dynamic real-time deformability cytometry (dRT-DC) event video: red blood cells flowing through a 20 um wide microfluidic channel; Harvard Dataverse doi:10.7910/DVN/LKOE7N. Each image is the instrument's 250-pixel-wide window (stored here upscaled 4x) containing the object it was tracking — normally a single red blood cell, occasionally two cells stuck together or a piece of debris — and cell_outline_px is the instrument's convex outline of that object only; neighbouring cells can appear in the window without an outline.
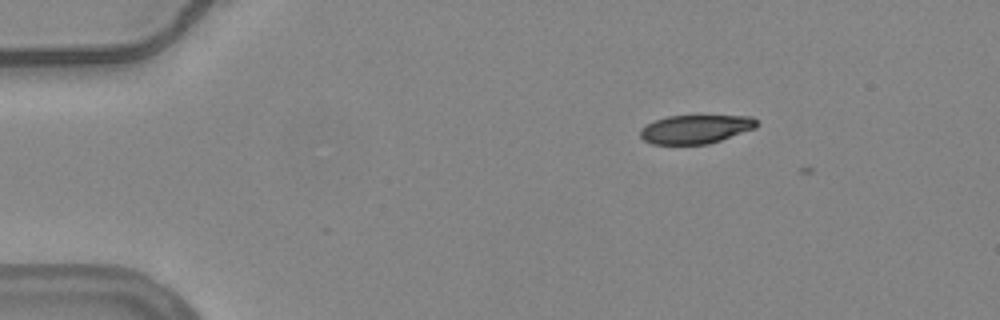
{"species": "common noctule bat (a hibernating species)", "species_latin": "Nyctalus noctula", "temperature_condition": "warm", "stored_images_in_passage": 4, "camera_frame_rate_fps": 3000, "um_per_image_px": 0.085, "animal": {"sex": "female", "body_mass_g": 24.6, "forearm_length_mm": 56.2}, "frame": {"image": 1, "passage_image": 1, "time_ms": 0.0, "image_size_px": [1000, 320], "cell_outline_px": [[760, 124], [756, 128], [708, 144], [652, 144], [644, 140], [640, 136], [640, 128], [656, 120], [668, 116], [752, 116]], "centroid_in_image_um": [59.14, 10.98], "position_along_channel_um": 25.9, "area_um2": 19.36}}